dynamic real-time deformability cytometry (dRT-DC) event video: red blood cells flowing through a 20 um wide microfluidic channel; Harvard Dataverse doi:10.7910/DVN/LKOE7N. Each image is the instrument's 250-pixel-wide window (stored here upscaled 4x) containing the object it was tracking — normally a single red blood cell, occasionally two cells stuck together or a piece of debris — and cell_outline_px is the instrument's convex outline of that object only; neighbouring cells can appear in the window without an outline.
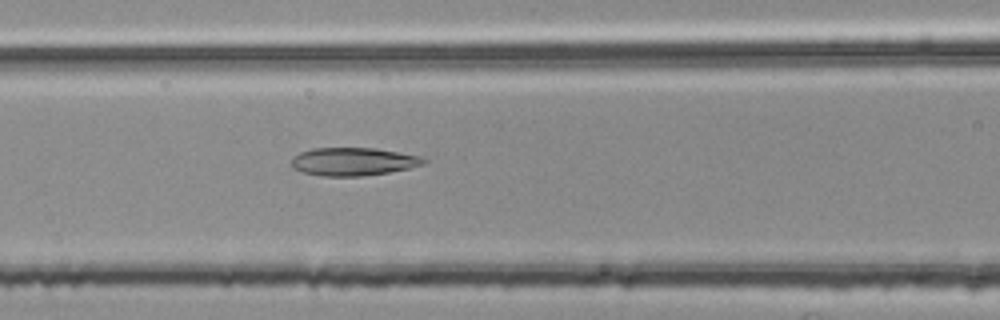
{"species": "common noctule bat (a hibernating species)", "species_latin": "Nyctalus noctula", "temperature_condition": "room temperature", "stored_images_in_passage": 32, "camera_frame_rate_fps": 3000, "um_per_image_px": 0.085, "animal": {"sex": "female", "body_mass_g": 25.1}, "frame": {"image": 1, "passage_image": 8, "time_ms": 2.333, "image_size_px": [1000, 320], "cell_outline_px": [[428, 160], [424, 164], [408, 168], [388, 172], [360, 176], [324, 176], [304, 172], [292, 168], [292, 156], [300, 152], [312, 148], [376, 148], [420, 156]], "centroid_in_image_um": [30.01, 13.72], "position_along_channel_um": 136.6, "area_um2": 21.5}}
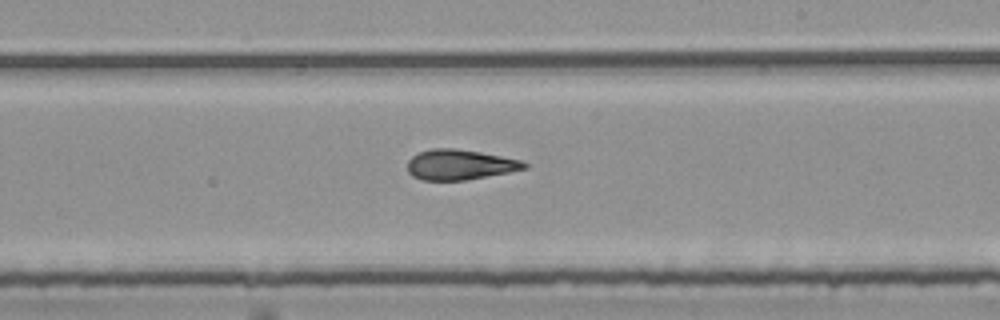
{"frame": {"image": 2, "passage_image": 17, "time_ms": 5.333, "image_size_px": [1000, 320], "cell_outline_px": [[528, 168], [508, 172], [464, 180], [420, 180], [412, 176], [408, 172], [408, 160], [412, 156], [420, 152], [432, 148], [456, 148], [480, 152], [520, 160], [528, 164]], "centroid_in_image_um": [39.05, 13.99], "position_along_channel_um": 249.9, "area_um2": 20.46}}
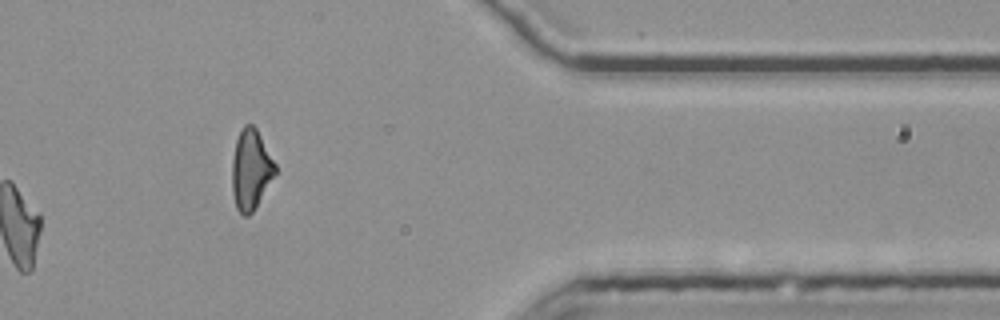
{"frame": {"image": 3, "passage_image": 30, "time_ms": 9.667, "image_size_px": [1000, 320], "cell_outline_px": [[276, 172], [252, 212], [248, 216], [244, 216], [236, 208], [232, 192], [232, 160], [236, 140], [244, 124], [252, 124], [256, 128], [276, 164]], "centroid_in_image_um": [21.3, 14.4], "position_along_channel_um": 390.1, "area_um2": 19.88}, "authors_computed_cell_mechanics": {"area_um2": 20.8947, "velocity_mm_per_s": 3.7843, "shape_relaxation_time_tau1_ms": null, "shape_relaxation_time_tau2_ms": 2.9524, "deformation_change_tau1": null, "deformation_change_tau2": 0.1347}}